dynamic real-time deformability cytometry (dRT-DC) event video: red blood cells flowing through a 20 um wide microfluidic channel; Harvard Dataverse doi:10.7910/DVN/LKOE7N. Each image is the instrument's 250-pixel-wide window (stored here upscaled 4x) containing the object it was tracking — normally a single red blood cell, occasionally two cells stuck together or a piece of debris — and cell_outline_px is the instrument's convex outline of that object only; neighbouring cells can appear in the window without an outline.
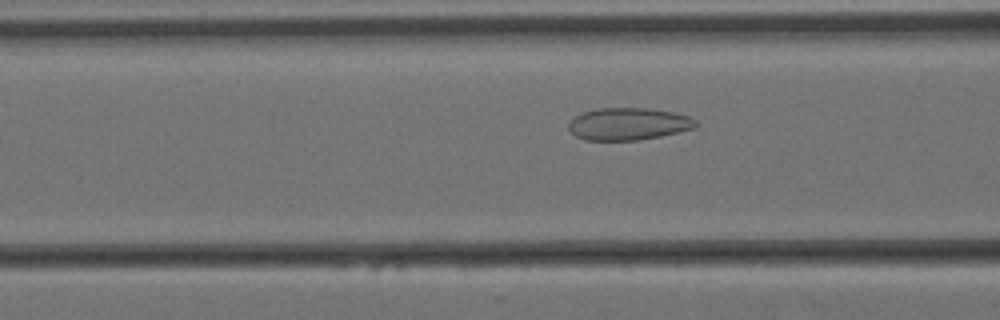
{"species": "Egyptian fruit bat (a non-hibernating species)", "species_latin": "Rousettus aegyptiacus", "temperature_condition": "cold", "stored_images_in_passage": 56, "camera_frame_rate_fps": 3000, "um_per_image_px": 0.085, "animal": {"sex": "female"}, "frame": {"image": 1, "passage_image": 19, "time_ms": 6.0, "image_size_px": [1000, 320], "cell_outline_px": [[696, 128], [680, 132], [640, 140], [584, 140], [576, 136], [568, 128], [568, 124], [576, 116], [584, 112], [596, 108], [648, 108], [672, 112], [688, 116], [696, 120]], "centroid_in_image_um": [53.42, 10.54], "position_along_channel_um": 113.2, "area_um2": 23.87}}
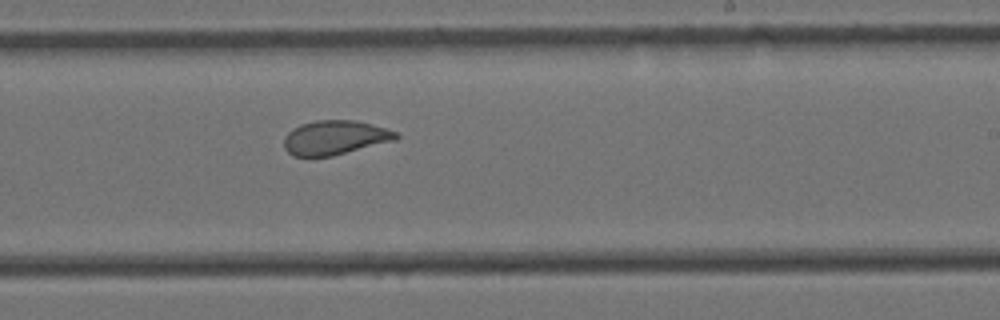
{"frame": {"image": 2, "passage_image": 32, "time_ms": 10.333, "image_size_px": [1000, 320], "cell_outline_px": [[400, 136], [396, 140], [332, 156], [292, 156], [284, 148], [284, 136], [292, 128], [300, 124], [316, 120], [356, 120], [372, 124], [396, 132]], "centroid_in_image_um": [28.45, 11.69], "position_along_channel_um": 260.6, "area_um2": 22.43}}
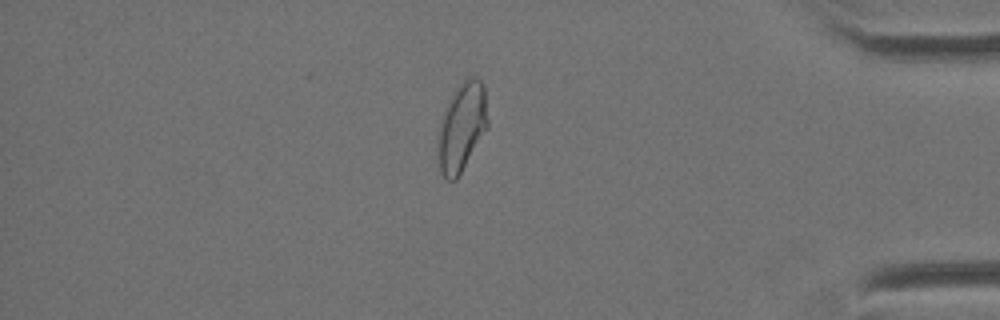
{"frame": {"image": 3, "passage_image": 47, "time_ms": 15.333, "image_size_px": [1000, 320], "cell_outline_px": [[488, 128], [456, 180], [448, 180], [440, 172], [436, 136], [440, 120], [456, 88], [468, 76], [476, 76], [484, 84], [488, 120]], "centroid_in_image_um": [39.25, 10.79], "position_along_channel_um": 395.9, "area_um2": 25.84}, "authors_computed_cell_mechanics": {"area_um2": 24.8251, "velocity_mm_per_s": 3.4084, "shape_relaxation_time_tau1_ms": null, "shape_relaxation_time_tau2_ms": 1.4912, "deformation_change_tau1": null, "deformation_change_tau2": 0.0617}}